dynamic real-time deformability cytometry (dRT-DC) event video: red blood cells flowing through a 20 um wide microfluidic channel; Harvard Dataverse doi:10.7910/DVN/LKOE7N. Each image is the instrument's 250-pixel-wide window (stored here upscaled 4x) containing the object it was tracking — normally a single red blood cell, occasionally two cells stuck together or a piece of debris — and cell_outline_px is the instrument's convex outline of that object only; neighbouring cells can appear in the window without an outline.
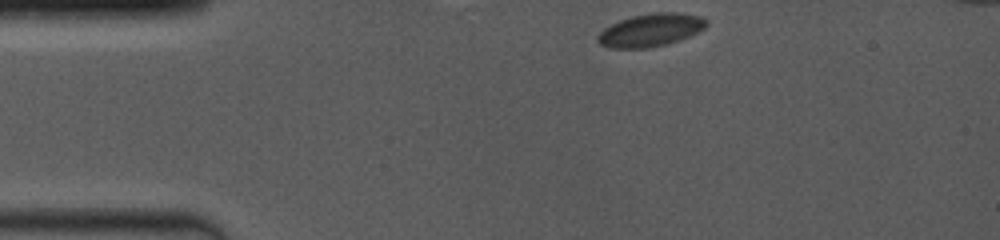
{"species": "common noctule bat (a hibernating species)", "species_latin": "Nyctalus noctula", "temperature_condition": "room temperature", "stored_images_in_passage": 24, "camera_frame_rate_fps": 4000, "um_per_image_px": 0.085, "animal": {"sex": "female", "body_mass_g": 19.0, "forearm_length_mm": 53.3}, "frame": {"image": 1, "passage_image": 1, "time_ms": 0.0, "image_size_px": [1000, 240], "cell_outline_px": [[708, 24], [704, 28], [680, 40], [668, 44], [648, 48], [608, 48], [600, 44], [596, 40], [596, 36], [604, 28], [620, 20], [632, 16], [652, 12], [676, 12], [700, 16], [708, 20]], "centroid_in_image_um": [55.29, 2.56], "position_along_channel_um": 29.7, "area_um2": 20.92}}